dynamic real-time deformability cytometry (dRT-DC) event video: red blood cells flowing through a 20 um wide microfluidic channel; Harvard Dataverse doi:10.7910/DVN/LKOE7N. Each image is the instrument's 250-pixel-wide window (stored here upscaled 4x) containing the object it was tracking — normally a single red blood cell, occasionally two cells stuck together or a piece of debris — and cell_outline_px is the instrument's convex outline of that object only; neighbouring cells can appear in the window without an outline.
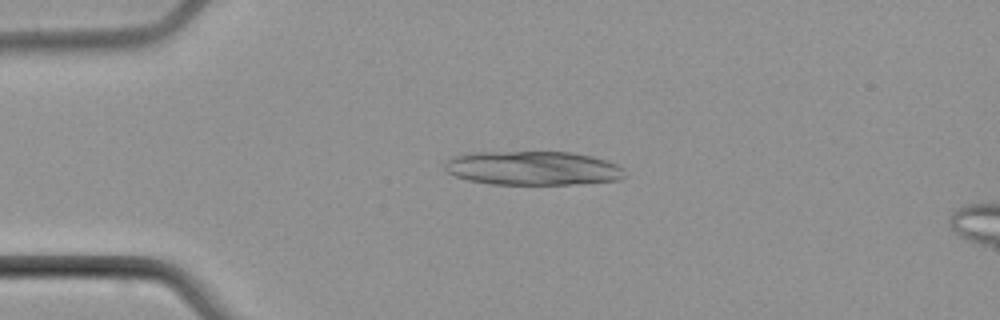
{"species": "common noctule bat (a hibernating species)", "species_latin": "Nyctalus noctula", "temperature_condition": "cold", "stored_images_in_passage": 4, "camera_frame_rate_fps": 3000, "um_per_image_px": 0.085, "animal": {"sex": "male", "body_mass_g": 21.5, "forearm_length_mm": 52.0}, "frame": {"image": 1, "passage_image": 4, "time_ms": 3.667, "image_size_px": [1000, 320], "cell_outline_px": [[628, 176], [620, 180], [572, 184], [492, 184], [468, 180], [456, 176], [448, 172], [444, 168], [444, 160], [452, 156], [468, 152], [572, 152], [592, 156], [616, 164], [624, 168]], "centroid_in_image_um": [45.29, 14.29], "position_along_channel_um": 39.7, "area_um2": 36.01}}